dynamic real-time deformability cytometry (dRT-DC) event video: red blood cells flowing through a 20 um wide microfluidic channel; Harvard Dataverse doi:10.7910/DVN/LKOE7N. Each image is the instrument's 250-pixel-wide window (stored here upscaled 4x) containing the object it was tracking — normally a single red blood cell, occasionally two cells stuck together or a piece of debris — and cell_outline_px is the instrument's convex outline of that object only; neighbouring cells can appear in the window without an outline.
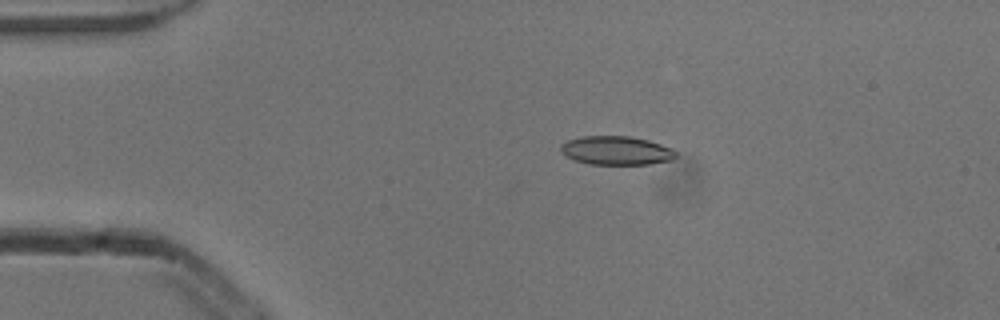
{"species": "common noctule bat (a hibernating species)", "species_latin": "Nyctalus noctula", "temperature_condition": "cold", "stored_images_in_passage": 6, "camera_frame_rate_fps": 3000, "um_per_image_px": 0.085, "animal": {"sex": "male", "body_mass_g": 13.3}, "frame": {"image": 1, "passage_image": 3, "time_ms": 0.667, "image_size_px": [1000, 320], "cell_outline_px": [[676, 156], [672, 160], [648, 164], [588, 164], [564, 156], [560, 152], [560, 144], [568, 140], [580, 136], [632, 136], [648, 140], [672, 148], [676, 152]], "centroid_in_image_um": [52.35, 12.79], "position_along_channel_um": 32.6, "area_um2": 19.42}}
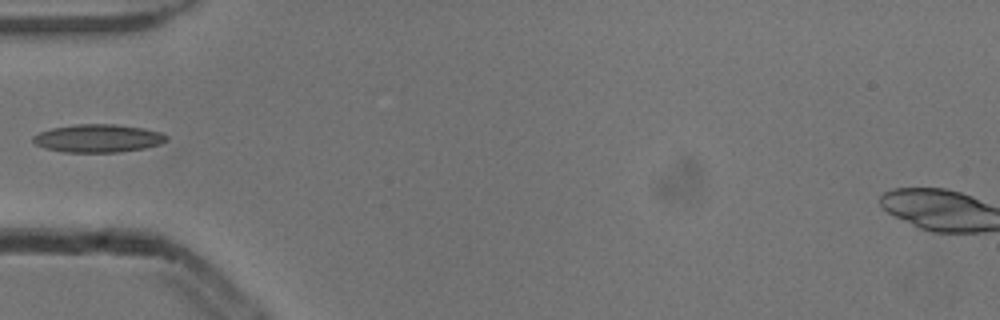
{"frame": {"image": 2, "passage_image": 5, "time_ms": 1.333, "image_size_px": [1000, 320], "cell_outline_px": [[168, 140], [160, 144], [144, 148], [116, 152], [64, 152], [44, 148], [36, 144], [32, 140], [32, 136], [40, 132], [52, 128], [76, 124], [116, 124], [144, 128], [160, 132], [168, 136]], "centroid_in_image_um": [8.34, 11.75], "position_along_channel_um": 76.7, "area_um2": 21.79}}
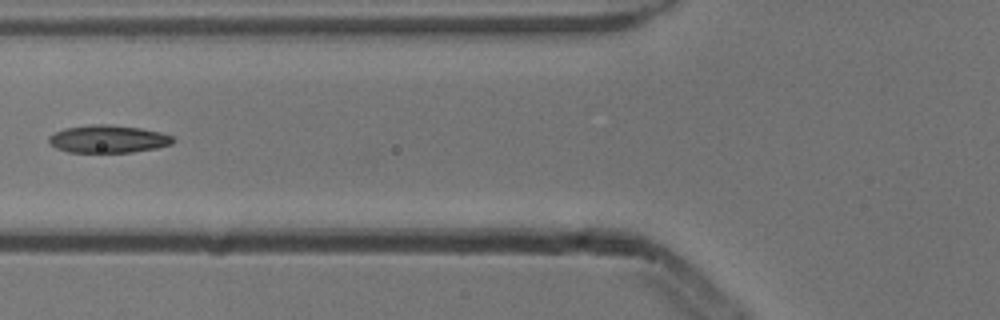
{"frame": {"image": 3, "passage_image": 6, "time_ms": 1.667, "image_size_px": [1000, 320], "cell_outline_px": [[176, 140], [172, 144], [156, 148], [132, 152], [68, 152], [56, 148], [48, 144], [48, 136], [64, 128], [92, 124], [108, 124], [140, 128], [160, 132], [172, 136]], "centroid_in_image_um": [9.17, 11.81], "position_along_channel_um": 116.6, "area_um2": 20.11}}